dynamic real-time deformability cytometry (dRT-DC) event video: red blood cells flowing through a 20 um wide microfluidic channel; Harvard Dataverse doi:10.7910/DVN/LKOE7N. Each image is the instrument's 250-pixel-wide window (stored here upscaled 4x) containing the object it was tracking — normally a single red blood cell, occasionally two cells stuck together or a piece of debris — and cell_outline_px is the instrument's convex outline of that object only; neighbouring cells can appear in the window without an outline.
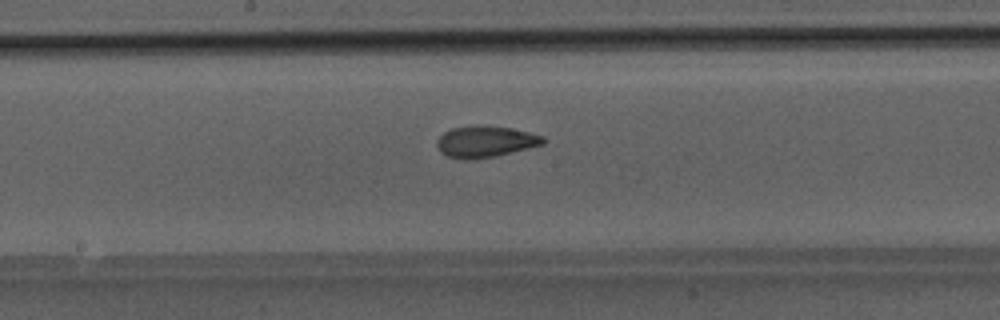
{"species": "Egyptian fruit bat (a non-hibernating species)", "species_latin": "Rousettus aegyptiacus", "temperature_condition": "room temperature", "stored_images_in_passage": 31, "camera_frame_rate_fps": 3000, "um_per_image_px": 0.085, "animal": {"sex": "male"}, "frame": {"image": 1, "passage_image": 18, "time_ms": 5.667, "image_size_px": [1000, 320], "cell_outline_px": [[548, 140], [544, 144], [496, 156], [468, 160], [464, 160], [448, 156], [440, 152], [436, 144], [436, 140], [444, 132], [452, 128], [512, 128], [544, 136]], "centroid_in_image_um": [41.28, 12.08], "position_along_channel_um": 206.9, "area_um2": 18.79}}